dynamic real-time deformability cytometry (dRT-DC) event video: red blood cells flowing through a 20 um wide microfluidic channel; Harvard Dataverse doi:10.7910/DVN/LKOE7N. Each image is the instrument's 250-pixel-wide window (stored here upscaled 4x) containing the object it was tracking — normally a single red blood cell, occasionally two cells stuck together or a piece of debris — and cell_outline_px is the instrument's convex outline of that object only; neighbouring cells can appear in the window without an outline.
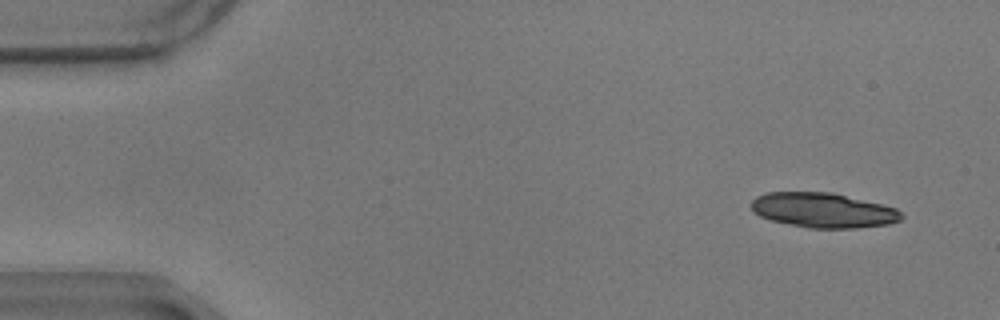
{"species": "common noctule bat (a hibernating species)", "species_latin": "Nyctalus noctula", "temperature_condition": "warm", "stored_images_in_passage": 10, "camera_frame_rate_fps": 3000, "um_per_image_px": 0.085, "animal": {"sex": "male", "body_mass_g": 17.9}, "frame": {"image": 1, "passage_image": 2, "time_ms": 0.333, "image_size_px": [1000, 320], "cell_outline_px": [[904, 216], [900, 220], [888, 224], [856, 228], [808, 228], [772, 220], [760, 216], [752, 208], [752, 200], [756, 196], [768, 192], [832, 192], [896, 208]], "centroid_in_image_um": [69.98, 17.87], "position_along_channel_um": 15.0, "area_um2": 30.23}}